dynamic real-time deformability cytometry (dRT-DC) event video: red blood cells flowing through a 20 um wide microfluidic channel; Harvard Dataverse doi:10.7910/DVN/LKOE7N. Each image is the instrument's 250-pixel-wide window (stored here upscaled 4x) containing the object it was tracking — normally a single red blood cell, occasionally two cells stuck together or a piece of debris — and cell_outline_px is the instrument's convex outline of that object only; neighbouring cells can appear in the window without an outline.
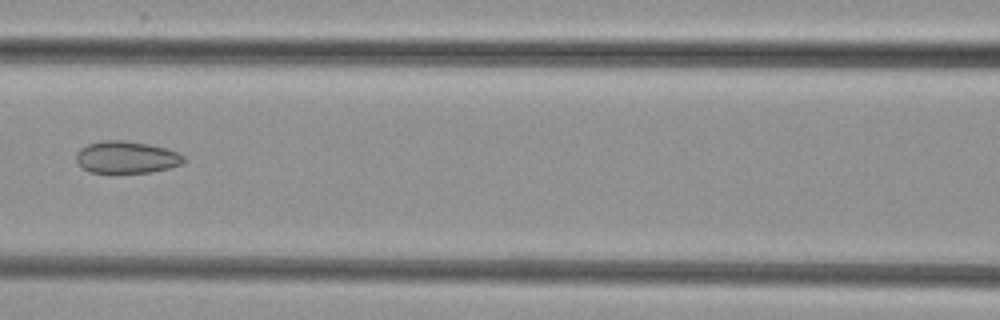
{"species": "common noctule bat (a hibernating species)", "species_latin": "Nyctalus noctula", "temperature_condition": "cold", "stored_images_in_passage": 5, "camera_frame_rate_fps": 3000, "um_per_image_px": 0.085, "animal": {"sex": "female", "body_mass_g": 29.2, "forearm_length_mm": 56.3}, "frame": {"image": 1, "passage_image": 4, "time_ms": 3.667, "image_size_px": [1000, 320], "cell_outline_px": [[184, 160], [180, 164], [168, 168], [148, 172], [88, 172], [80, 168], [76, 160], [76, 152], [80, 148], [88, 144], [104, 140], [124, 140], [148, 144], [164, 148], [176, 152], [184, 156]], "centroid_in_image_um": [10.68, 13.36], "position_along_channel_um": 155.9, "area_um2": 19.94}}
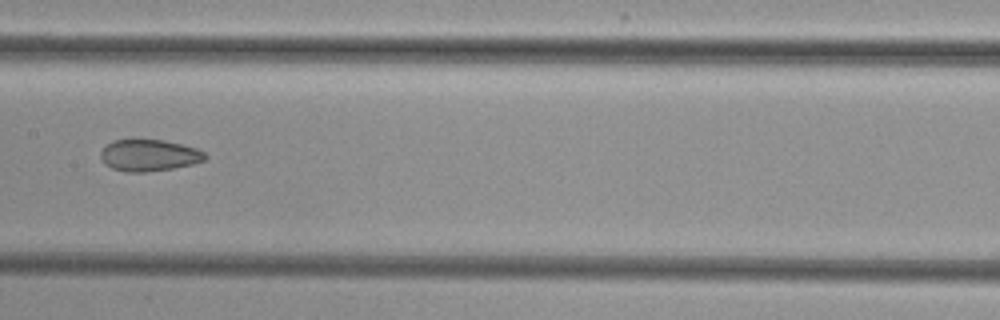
{"frame": {"image": 2, "passage_image": 5, "time_ms": 4.667, "image_size_px": [1000, 320], "cell_outline_px": [[208, 156], [204, 160], [192, 164], [172, 168], [144, 172], [128, 172], [112, 168], [104, 164], [100, 156], [100, 152], [112, 140], [164, 140], [196, 148], [204, 152]], "centroid_in_image_um": [12.66, 13.2], "position_along_channel_um": 194.7, "area_um2": 19.07}}